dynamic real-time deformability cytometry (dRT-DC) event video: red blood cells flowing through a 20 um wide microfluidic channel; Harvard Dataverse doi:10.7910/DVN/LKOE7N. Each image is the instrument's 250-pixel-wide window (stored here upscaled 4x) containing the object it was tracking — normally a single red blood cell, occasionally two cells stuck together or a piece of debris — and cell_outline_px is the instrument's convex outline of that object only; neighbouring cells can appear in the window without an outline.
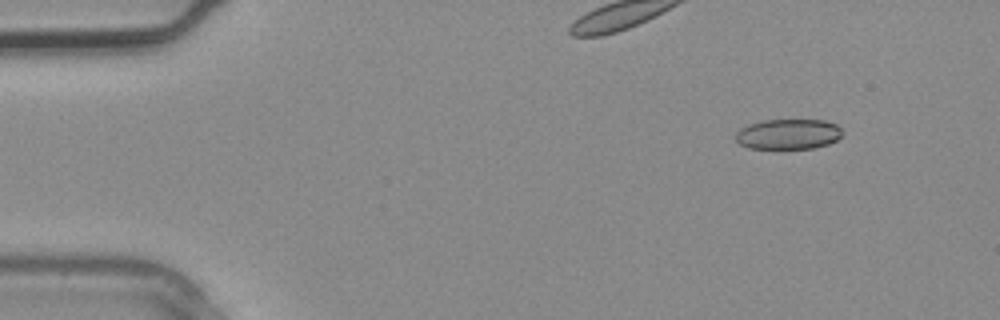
{"species": "common noctule bat (a hibernating species)", "species_latin": "Nyctalus noctula", "temperature_condition": "warm", "stored_images_in_passage": 3, "camera_frame_rate_fps": 3000, "um_per_image_px": 0.085, "animal": {"sex": "male", "body_mass_g": 20.4}, "frame": {"image": 1, "passage_image": 1, "time_ms": 0.0, "image_size_px": [1000, 320], "cell_outline_px": [[844, 132], [836, 140], [828, 144], [812, 148], [784, 152], [748, 148], [740, 144], [736, 140], [736, 132], [740, 128], [748, 124], [764, 120], [824, 120], [836, 124]], "centroid_in_image_um": [66.97, 11.45], "position_along_channel_um": 18.0, "area_um2": 19.71}}
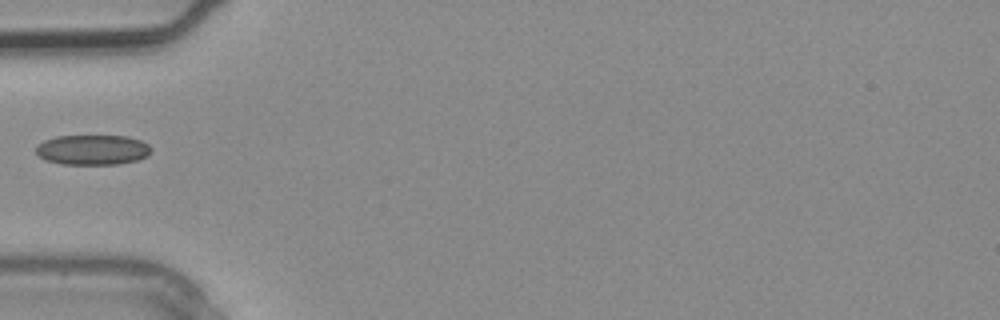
{"frame": {"image": 2, "passage_image": 3, "time_ms": 0.667, "image_size_px": [1000, 320], "cell_outline_px": [[152, 152], [148, 156], [136, 160], [120, 164], [64, 164], [44, 160], [36, 152], [36, 144], [44, 140], [56, 136], [128, 136], [140, 140], [148, 144], [152, 148]], "centroid_in_image_um": [7.88, 12.73], "position_along_channel_um": 77.1, "area_um2": 20.35}}